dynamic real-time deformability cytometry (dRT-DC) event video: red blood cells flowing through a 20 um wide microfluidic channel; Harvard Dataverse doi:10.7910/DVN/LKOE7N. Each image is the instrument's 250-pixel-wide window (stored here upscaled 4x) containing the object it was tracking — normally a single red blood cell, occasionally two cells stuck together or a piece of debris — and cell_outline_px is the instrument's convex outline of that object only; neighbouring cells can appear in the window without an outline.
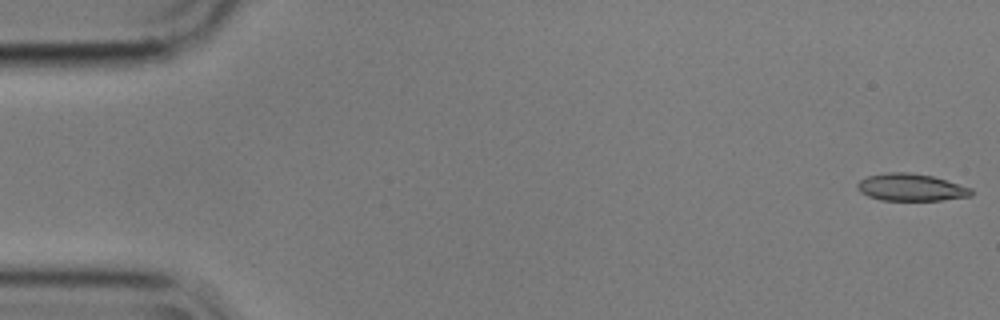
{"species": "common noctule bat (a hibernating species)", "species_latin": "Nyctalus noctula", "temperature_condition": "cold", "stored_images_in_passage": 55, "camera_frame_rate_fps": 3000, "um_per_image_px": 0.085, "animal": {"sex": "male", "body_mass_g": 17.9}, "frame": {"image": 1, "passage_image": 1, "time_ms": 0.0, "image_size_px": [1000, 320], "cell_outline_px": [[972, 196], [940, 200], [880, 200], [868, 196], [860, 192], [856, 188], [856, 184], [860, 180], [868, 176], [888, 172], [908, 172], [932, 176], [972, 188]], "centroid_in_image_um": [77.4, 15.92], "position_along_channel_um": 7.6, "area_um2": 18.03}}
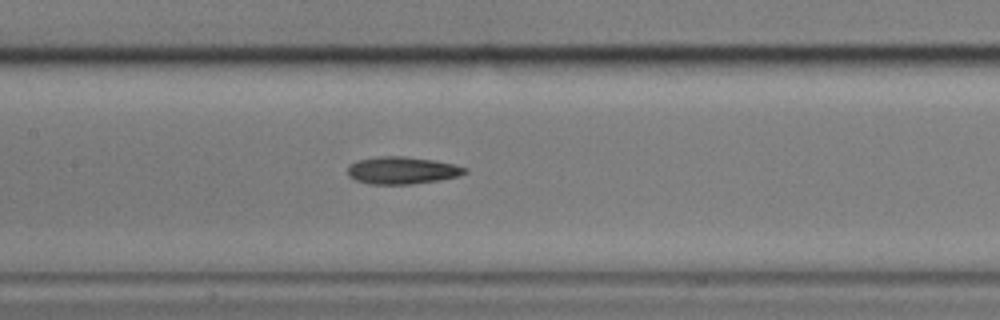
{"frame": {"image": 2, "passage_image": 26, "time_ms": 8.333, "image_size_px": [1000, 320], "cell_outline_px": [[468, 172], [460, 176], [440, 180], [412, 184], [368, 184], [356, 180], [348, 176], [348, 164], [356, 160], [380, 156], [404, 156], [432, 160], [452, 164], [468, 168]], "centroid_in_image_um": [34.17, 14.48], "position_along_channel_um": 173.2, "area_um2": 18.79}}
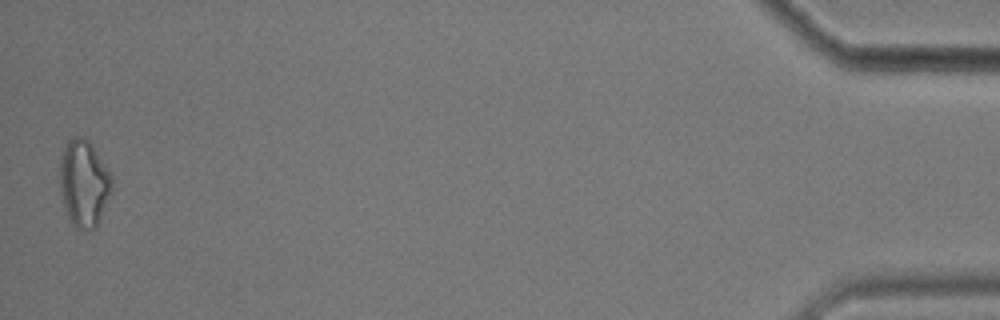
{"frame": {"image": 3, "passage_image": 55, "time_ms": 18.0, "image_size_px": [1000, 320], "cell_outline_px": [[112, 192], [100, 220], [96, 228], [88, 232], [84, 232], [76, 228], [68, 220], [60, 188], [60, 164], [64, 148], [68, 140], [72, 136], [84, 136], [92, 144], [108, 168], [112, 176]], "centroid_in_image_um": [7.15, 15.61], "position_along_channel_um": 428.0, "area_um2": 26.82}, "authors_computed_cell_mechanics": {"area_um2": 18.9006, "velocity_mm_per_s": 3.5698, "shape_relaxation_time_tau1_ms": 4.4529, "shape_relaxation_time_tau2_ms": 5.8554, "deformation_change_tau1": 0.1186, "deformation_change_tau2": 0.1523}}